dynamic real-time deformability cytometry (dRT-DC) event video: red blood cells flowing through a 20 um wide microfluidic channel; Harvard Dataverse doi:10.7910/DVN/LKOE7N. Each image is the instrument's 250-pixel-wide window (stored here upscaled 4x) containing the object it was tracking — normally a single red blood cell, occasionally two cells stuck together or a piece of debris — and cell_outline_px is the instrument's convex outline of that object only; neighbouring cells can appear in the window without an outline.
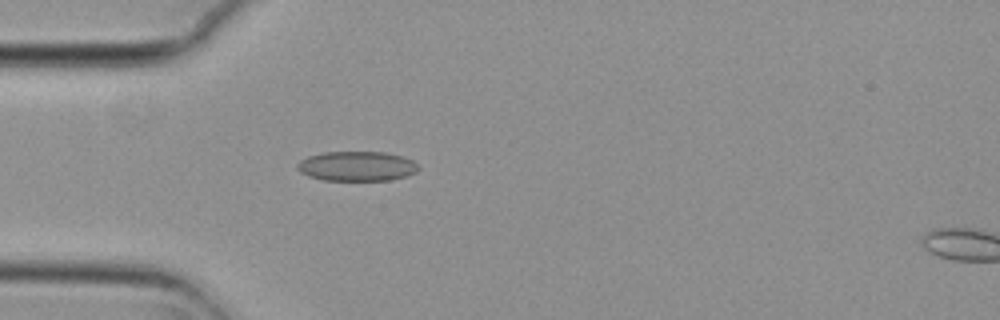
{"species": "common noctule bat (a hibernating species)", "species_latin": "Nyctalus noctula", "temperature_condition": "cold", "stored_images_in_passage": 5, "camera_frame_rate_fps": 3000, "um_per_image_px": 0.085, "animal": {"sex": "female", "body_mass_g": 29.2, "forearm_length_mm": 56.3}, "frame": {"image": 1, "passage_image": 4, "time_ms": 1.0, "image_size_px": [1000, 320], "cell_outline_px": [[420, 168], [416, 172], [408, 176], [388, 180], [324, 180], [308, 176], [300, 172], [296, 168], [296, 164], [300, 160], [308, 156], [324, 152], [384, 152], [400, 156], [412, 160]], "centroid_in_image_um": [30.31, 14.13], "position_along_channel_um": 54.7, "area_um2": 20.98}}